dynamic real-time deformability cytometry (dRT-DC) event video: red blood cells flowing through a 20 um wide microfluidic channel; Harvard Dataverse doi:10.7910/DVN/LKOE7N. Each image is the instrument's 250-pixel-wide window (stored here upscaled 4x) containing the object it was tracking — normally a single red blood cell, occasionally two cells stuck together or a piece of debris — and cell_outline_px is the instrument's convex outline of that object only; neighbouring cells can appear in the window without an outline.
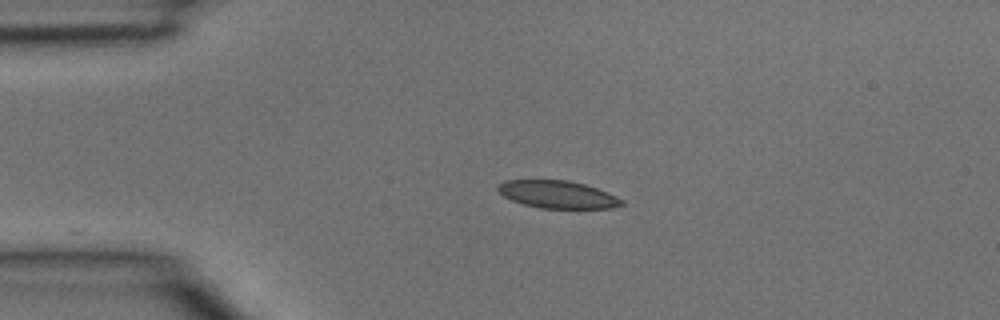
{"species": "common noctule bat (a hibernating species)", "species_latin": "Nyctalus noctula", "temperature_condition": "room temperature", "stored_images_in_passage": 20, "camera_frame_rate_fps": 3000, "um_per_image_px": 0.085, "animal": {"sex": "male", "body_mass_g": 15.6}, "frame": {"image": 1, "passage_image": 1, "time_ms": 0.0, "image_size_px": [1000, 320], "cell_outline_px": [[624, 204], [612, 208], [540, 208], [524, 204], [512, 200], [504, 196], [496, 188], [504, 180], [568, 180], [584, 184], [596, 188], [616, 196], [624, 200]], "centroid_in_image_um": [47.4, 16.53], "position_along_channel_um": 37.6, "area_um2": 19.71}}
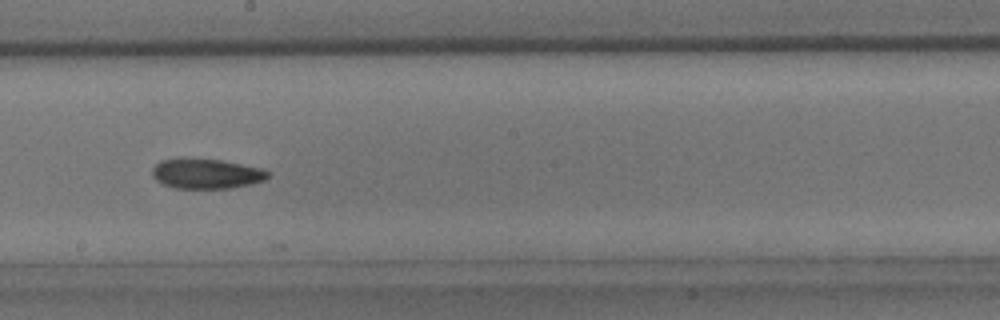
{"frame": {"image": 2, "passage_image": 14, "time_ms": 4.333, "image_size_px": [1000, 320], "cell_outline_px": [[268, 176], [264, 180], [252, 184], [232, 188], [172, 188], [156, 180], [152, 176], [152, 168], [160, 160], [184, 156], [220, 160], [264, 168], [268, 172]], "centroid_in_image_um": [17.5, 14.73], "position_along_channel_um": 230.7, "area_um2": 20.69}}
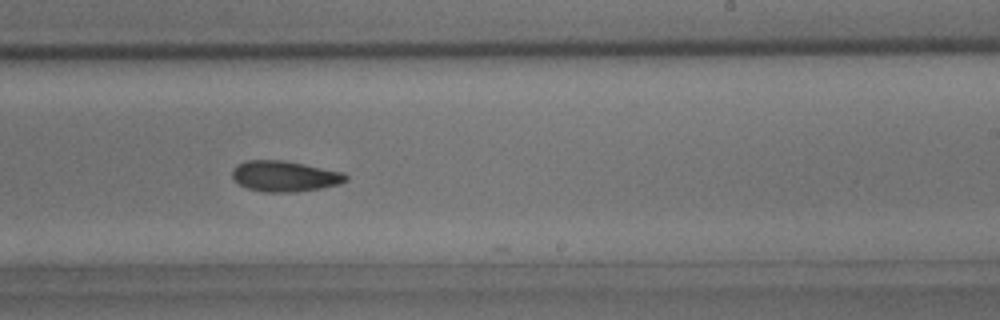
{"frame": {"image": 3, "passage_image": 16, "time_ms": 5.0, "image_size_px": [1000, 320], "cell_outline_px": [[348, 180], [340, 184], [320, 188], [296, 192], [264, 192], [248, 188], [240, 184], [232, 176], [232, 168], [236, 164], [244, 160], [284, 160], [344, 172], [348, 176]], "centroid_in_image_um": [24.2, 14.97], "position_along_channel_um": 264.8, "area_um2": 20.46}}